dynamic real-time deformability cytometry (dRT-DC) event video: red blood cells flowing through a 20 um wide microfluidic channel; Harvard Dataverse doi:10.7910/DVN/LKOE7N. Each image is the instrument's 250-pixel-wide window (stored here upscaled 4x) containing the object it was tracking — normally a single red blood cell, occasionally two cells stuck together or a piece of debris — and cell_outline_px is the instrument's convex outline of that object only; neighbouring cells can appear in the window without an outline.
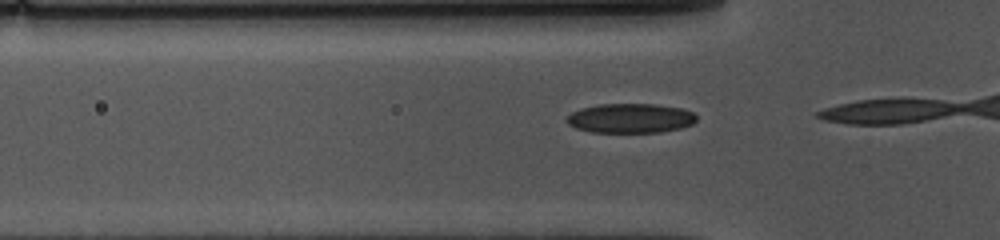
{"species": "common noctule bat (a hibernating species)", "species_latin": "Nyctalus noctula", "temperature_condition": "cold", "stored_images_in_passage": 12, "camera_frame_rate_fps": 3000, "um_per_image_px": 0.085, "animal": {"sex": "female", "body_mass_g": 10.0, "forearm_length_mm": 53.1}, "frame": {"image": 1, "passage_image": 11, "time_ms": 3.333, "image_size_px": [1000, 240], "cell_outline_px": [[696, 120], [692, 124], [680, 128], [660, 132], [592, 132], [576, 128], [568, 124], [564, 120], [572, 112], [580, 108], [600, 104], [652, 104], [680, 108], [692, 112], [696, 116]], "centroid_in_image_um": [53.55, 10.05], "position_along_channel_um": 72.3, "area_um2": 22.2}}